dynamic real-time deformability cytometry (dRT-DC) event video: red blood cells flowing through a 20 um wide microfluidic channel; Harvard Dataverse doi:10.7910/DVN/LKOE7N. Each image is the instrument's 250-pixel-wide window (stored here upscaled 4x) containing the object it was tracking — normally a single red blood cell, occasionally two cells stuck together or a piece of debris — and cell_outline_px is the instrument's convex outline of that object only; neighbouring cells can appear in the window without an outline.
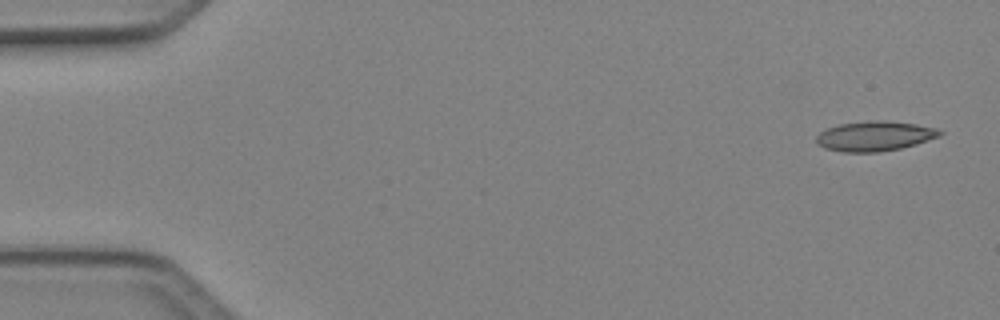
{"species": "Egyptian fruit bat (a non-hibernating species)", "species_latin": "Rousettus aegyptiacus", "temperature_condition": "cold", "stored_images_in_passage": 5, "camera_frame_rate_fps": 3000, "um_per_image_px": 0.085, "animal": {"sex": "female"}, "frame": {"image": 1, "passage_image": 1, "time_ms": 0.0, "image_size_px": [1000, 320], "cell_outline_px": [[944, 132], [940, 136], [916, 144], [900, 148], [880, 152], [844, 152], [824, 148], [816, 144], [816, 136], [820, 132], [828, 128], [840, 124], [872, 120], [884, 120], [916, 124], [936, 128]], "centroid_in_image_um": [74.34, 11.57], "position_along_channel_um": 10.7, "area_um2": 21.5}}
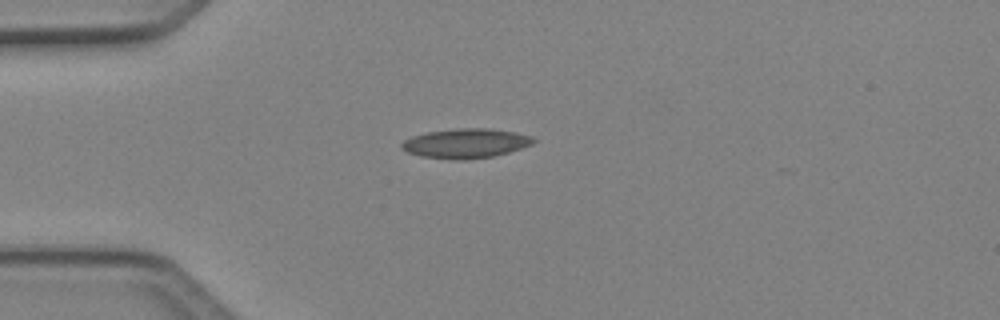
{"frame": {"image": 2, "passage_image": 4, "time_ms": 1.0, "image_size_px": [1000, 320], "cell_outline_px": [[536, 140], [532, 144], [508, 152], [492, 156], [468, 160], [448, 160], [420, 156], [408, 152], [400, 148], [400, 144], [404, 140], [412, 136], [428, 132], [456, 128], [488, 128], [516, 132], [532, 136]], "centroid_in_image_um": [39.56, 12.19], "position_along_channel_um": 45.4, "area_um2": 22.83}}